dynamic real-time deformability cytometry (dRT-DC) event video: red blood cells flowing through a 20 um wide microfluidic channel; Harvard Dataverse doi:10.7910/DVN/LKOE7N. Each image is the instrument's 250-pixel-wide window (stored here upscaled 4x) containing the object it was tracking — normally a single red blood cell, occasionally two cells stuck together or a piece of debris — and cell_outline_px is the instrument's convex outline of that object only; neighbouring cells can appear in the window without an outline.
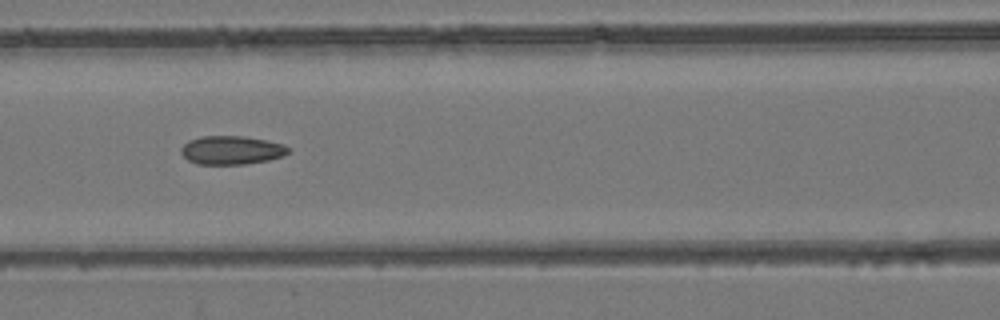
{"species": "common noctule bat (a hibernating species)", "species_latin": "Nyctalus noctula", "temperature_condition": "room temperature", "stored_images_in_passage": 12, "camera_frame_rate_fps": 3000, "um_per_image_px": 0.085, "animal": {"sex": "female", "body_mass_g": 24.6, "forearm_length_mm": 56.2}, "frame": {"image": 1, "passage_image": 12, "time_ms": 3.667, "image_size_px": [1000, 320], "cell_outline_px": [[288, 152], [284, 156], [268, 160], [244, 164], [196, 164], [188, 160], [180, 152], [180, 148], [188, 140], [200, 136], [244, 136], [284, 144], [288, 148]], "centroid_in_image_um": [19.64, 12.76], "position_along_channel_um": 147.0, "area_um2": 17.86}}